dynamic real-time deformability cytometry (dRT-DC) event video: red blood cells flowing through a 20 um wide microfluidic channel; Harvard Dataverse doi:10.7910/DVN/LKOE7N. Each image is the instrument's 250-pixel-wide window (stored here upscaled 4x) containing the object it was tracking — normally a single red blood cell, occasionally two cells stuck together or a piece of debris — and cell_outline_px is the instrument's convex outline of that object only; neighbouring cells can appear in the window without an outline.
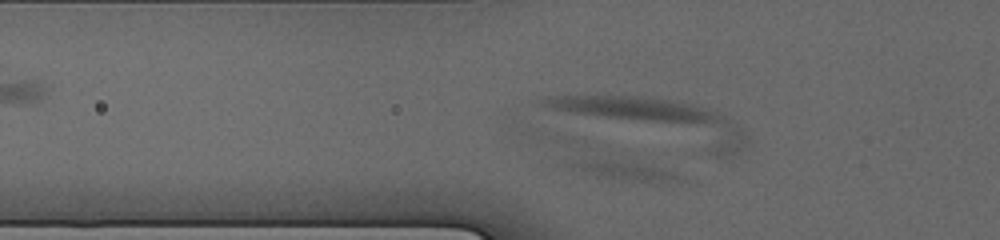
{"species": "human", "species_latin": "Homo sapiens", "temperature_condition": "cold", "stored_images_in_passage": 29, "camera_frame_rate_fps": 3000, "um_per_image_px": 0.085, "donor": {"sex": "male"}, "frame": {"image": 1, "passage_image": 10, "time_ms": 3.667, "image_size_px": [1000, 240], "cell_outline_px": [[684, 176], [680, 180], [640, 180], [600, 176], [584, 172], [532, 140], [520, 132], [516, 128], [524, 124], [572, 136], [584, 140]], "centroid_in_image_um": [50.66, 13.34], "position_along_channel_um": 75.1, "area_um2": 24.39}}